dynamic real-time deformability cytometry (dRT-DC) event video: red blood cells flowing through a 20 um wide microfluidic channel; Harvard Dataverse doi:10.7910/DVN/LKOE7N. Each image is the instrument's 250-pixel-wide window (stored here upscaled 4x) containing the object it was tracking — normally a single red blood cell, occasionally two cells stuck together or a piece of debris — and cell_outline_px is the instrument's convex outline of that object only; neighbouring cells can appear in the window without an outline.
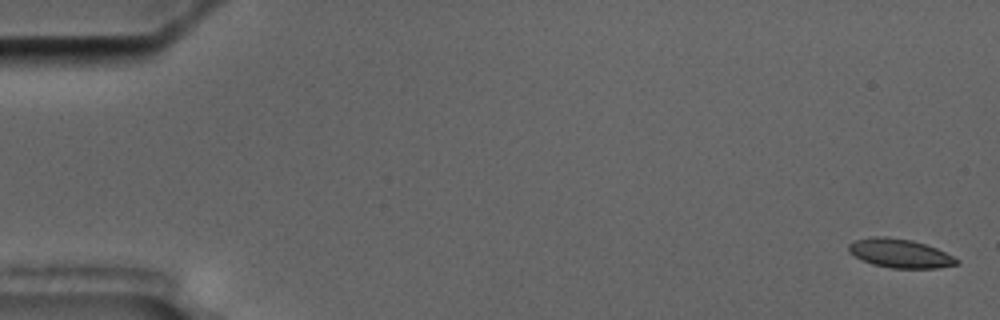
{"species": "common noctule bat (a hibernating species)", "species_latin": "Nyctalus noctula", "temperature_condition": "cold", "stored_images_in_passage": 5, "camera_frame_rate_fps": 3000, "um_per_image_px": 0.085, "animal": {"sex": "male", "body_mass_g": 17.5, "forearm_length_mm": 52.3}, "frame": {"image": 1, "passage_image": 1, "time_ms": 0.0, "image_size_px": [1000, 320], "cell_outline_px": [[960, 264], [936, 268], [892, 268], [872, 264], [848, 252], [848, 244], [852, 240], [872, 236], [888, 236], [912, 240], [936, 248], [960, 260]], "centroid_in_image_um": [76.47, 21.52], "position_along_channel_um": 8.5, "area_um2": 18.21}}
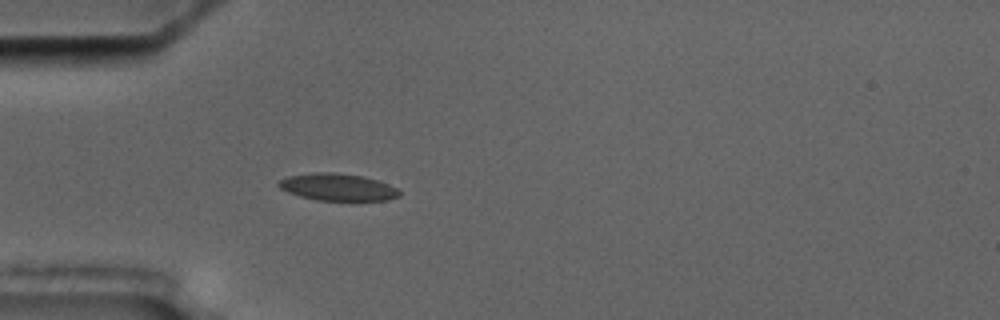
{"frame": {"image": 2, "passage_image": 5, "time_ms": 5.333, "image_size_px": [1000, 320], "cell_outline_px": [[400, 196], [388, 200], [316, 200], [300, 196], [288, 192], [280, 188], [276, 184], [280, 180], [288, 176], [312, 172], [336, 172], [364, 176], [388, 184], [396, 188], [400, 192]], "centroid_in_image_um": [28.69, 15.89], "position_along_channel_um": 56.3, "area_um2": 19.07}}